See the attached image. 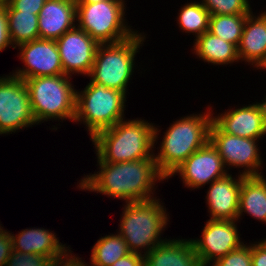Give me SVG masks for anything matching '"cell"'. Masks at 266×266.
<instances>
[{
    "instance_id": "cell-3",
    "label": "cell",
    "mask_w": 266,
    "mask_h": 266,
    "mask_svg": "<svg viewBox=\"0 0 266 266\" xmlns=\"http://www.w3.org/2000/svg\"><path fill=\"white\" fill-rule=\"evenodd\" d=\"M205 112L181 117L170 124L164 135L159 152L154 160L159 171L168 178L192 153L209 141V129L212 123V106ZM207 111V112H206Z\"/></svg>"
},
{
    "instance_id": "cell-26",
    "label": "cell",
    "mask_w": 266,
    "mask_h": 266,
    "mask_svg": "<svg viewBox=\"0 0 266 266\" xmlns=\"http://www.w3.org/2000/svg\"><path fill=\"white\" fill-rule=\"evenodd\" d=\"M248 15H210L208 31L224 41L238 46Z\"/></svg>"
},
{
    "instance_id": "cell-12",
    "label": "cell",
    "mask_w": 266,
    "mask_h": 266,
    "mask_svg": "<svg viewBox=\"0 0 266 266\" xmlns=\"http://www.w3.org/2000/svg\"><path fill=\"white\" fill-rule=\"evenodd\" d=\"M19 59L24 63L12 75L23 80L34 77L64 74L56 40L36 39L17 46Z\"/></svg>"
},
{
    "instance_id": "cell-15",
    "label": "cell",
    "mask_w": 266,
    "mask_h": 266,
    "mask_svg": "<svg viewBox=\"0 0 266 266\" xmlns=\"http://www.w3.org/2000/svg\"><path fill=\"white\" fill-rule=\"evenodd\" d=\"M212 121L226 134L251 139H263L266 136L265 110L262 102H254L239 108H229L217 113Z\"/></svg>"
},
{
    "instance_id": "cell-1",
    "label": "cell",
    "mask_w": 266,
    "mask_h": 266,
    "mask_svg": "<svg viewBox=\"0 0 266 266\" xmlns=\"http://www.w3.org/2000/svg\"><path fill=\"white\" fill-rule=\"evenodd\" d=\"M97 163L99 170L94 174L84 175L77 188L123 200L125 203L154 198L155 185L167 179L159 171L154 158L106 163L97 156Z\"/></svg>"
},
{
    "instance_id": "cell-10",
    "label": "cell",
    "mask_w": 266,
    "mask_h": 266,
    "mask_svg": "<svg viewBox=\"0 0 266 266\" xmlns=\"http://www.w3.org/2000/svg\"><path fill=\"white\" fill-rule=\"evenodd\" d=\"M209 141L217 149L227 170L230 167L243 168L242 172L239 169V173L243 176L263 175L261 166L263 158L257 144L259 139L226 134L212 121Z\"/></svg>"
},
{
    "instance_id": "cell-39",
    "label": "cell",
    "mask_w": 266,
    "mask_h": 266,
    "mask_svg": "<svg viewBox=\"0 0 266 266\" xmlns=\"http://www.w3.org/2000/svg\"><path fill=\"white\" fill-rule=\"evenodd\" d=\"M4 227H2V224H0V234L4 231Z\"/></svg>"
},
{
    "instance_id": "cell-13",
    "label": "cell",
    "mask_w": 266,
    "mask_h": 266,
    "mask_svg": "<svg viewBox=\"0 0 266 266\" xmlns=\"http://www.w3.org/2000/svg\"><path fill=\"white\" fill-rule=\"evenodd\" d=\"M225 168L217 149L208 141L177 167L167 180L178 173L185 187L198 189L226 176L229 171Z\"/></svg>"
},
{
    "instance_id": "cell-35",
    "label": "cell",
    "mask_w": 266,
    "mask_h": 266,
    "mask_svg": "<svg viewBox=\"0 0 266 266\" xmlns=\"http://www.w3.org/2000/svg\"><path fill=\"white\" fill-rule=\"evenodd\" d=\"M111 266H145V259L143 255L130 252Z\"/></svg>"
},
{
    "instance_id": "cell-37",
    "label": "cell",
    "mask_w": 266,
    "mask_h": 266,
    "mask_svg": "<svg viewBox=\"0 0 266 266\" xmlns=\"http://www.w3.org/2000/svg\"><path fill=\"white\" fill-rule=\"evenodd\" d=\"M263 106H264V110H265V119H266V95H265V99L263 98V100L261 101Z\"/></svg>"
},
{
    "instance_id": "cell-23",
    "label": "cell",
    "mask_w": 266,
    "mask_h": 266,
    "mask_svg": "<svg viewBox=\"0 0 266 266\" xmlns=\"http://www.w3.org/2000/svg\"><path fill=\"white\" fill-rule=\"evenodd\" d=\"M130 253L127 243L117 232L102 236L92 247L90 265L111 266L120 258Z\"/></svg>"
},
{
    "instance_id": "cell-30",
    "label": "cell",
    "mask_w": 266,
    "mask_h": 266,
    "mask_svg": "<svg viewBox=\"0 0 266 266\" xmlns=\"http://www.w3.org/2000/svg\"><path fill=\"white\" fill-rule=\"evenodd\" d=\"M47 0H9L5 11H20L23 13L39 14Z\"/></svg>"
},
{
    "instance_id": "cell-18",
    "label": "cell",
    "mask_w": 266,
    "mask_h": 266,
    "mask_svg": "<svg viewBox=\"0 0 266 266\" xmlns=\"http://www.w3.org/2000/svg\"><path fill=\"white\" fill-rule=\"evenodd\" d=\"M75 23L76 0H47L38 14L39 38L57 40Z\"/></svg>"
},
{
    "instance_id": "cell-7",
    "label": "cell",
    "mask_w": 266,
    "mask_h": 266,
    "mask_svg": "<svg viewBox=\"0 0 266 266\" xmlns=\"http://www.w3.org/2000/svg\"><path fill=\"white\" fill-rule=\"evenodd\" d=\"M126 101L123 92L90 81L83 90H76L74 122L85 125L91 140L100 131L126 119Z\"/></svg>"
},
{
    "instance_id": "cell-27",
    "label": "cell",
    "mask_w": 266,
    "mask_h": 266,
    "mask_svg": "<svg viewBox=\"0 0 266 266\" xmlns=\"http://www.w3.org/2000/svg\"><path fill=\"white\" fill-rule=\"evenodd\" d=\"M210 15H242L250 14L251 1L248 0H201Z\"/></svg>"
},
{
    "instance_id": "cell-16",
    "label": "cell",
    "mask_w": 266,
    "mask_h": 266,
    "mask_svg": "<svg viewBox=\"0 0 266 266\" xmlns=\"http://www.w3.org/2000/svg\"><path fill=\"white\" fill-rule=\"evenodd\" d=\"M243 175L231 173L213 181L208 187L206 204L211 220H238L239 193Z\"/></svg>"
},
{
    "instance_id": "cell-29",
    "label": "cell",
    "mask_w": 266,
    "mask_h": 266,
    "mask_svg": "<svg viewBox=\"0 0 266 266\" xmlns=\"http://www.w3.org/2000/svg\"><path fill=\"white\" fill-rule=\"evenodd\" d=\"M50 257L12 251L5 266H50Z\"/></svg>"
},
{
    "instance_id": "cell-8",
    "label": "cell",
    "mask_w": 266,
    "mask_h": 266,
    "mask_svg": "<svg viewBox=\"0 0 266 266\" xmlns=\"http://www.w3.org/2000/svg\"><path fill=\"white\" fill-rule=\"evenodd\" d=\"M125 2L76 3V24L99 44L122 42L137 32L128 26Z\"/></svg>"
},
{
    "instance_id": "cell-6",
    "label": "cell",
    "mask_w": 266,
    "mask_h": 266,
    "mask_svg": "<svg viewBox=\"0 0 266 266\" xmlns=\"http://www.w3.org/2000/svg\"><path fill=\"white\" fill-rule=\"evenodd\" d=\"M71 78L62 74L25 79L36 125L66 119L74 123L76 88Z\"/></svg>"
},
{
    "instance_id": "cell-36",
    "label": "cell",
    "mask_w": 266,
    "mask_h": 266,
    "mask_svg": "<svg viewBox=\"0 0 266 266\" xmlns=\"http://www.w3.org/2000/svg\"><path fill=\"white\" fill-rule=\"evenodd\" d=\"M101 1H125V0H76V3H97Z\"/></svg>"
},
{
    "instance_id": "cell-9",
    "label": "cell",
    "mask_w": 266,
    "mask_h": 266,
    "mask_svg": "<svg viewBox=\"0 0 266 266\" xmlns=\"http://www.w3.org/2000/svg\"><path fill=\"white\" fill-rule=\"evenodd\" d=\"M36 124L25 80L0 76V135H8Z\"/></svg>"
},
{
    "instance_id": "cell-25",
    "label": "cell",
    "mask_w": 266,
    "mask_h": 266,
    "mask_svg": "<svg viewBox=\"0 0 266 266\" xmlns=\"http://www.w3.org/2000/svg\"><path fill=\"white\" fill-rule=\"evenodd\" d=\"M177 16L178 27L183 33H192L197 38L209 30L210 12L200 1L187 2Z\"/></svg>"
},
{
    "instance_id": "cell-20",
    "label": "cell",
    "mask_w": 266,
    "mask_h": 266,
    "mask_svg": "<svg viewBox=\"0 0 266 266\" xmlns=\"http://www.w3.org/2000/svg\"><path fill=\"white\" fill-rule=\"evenodd\" d=\"M145 266H202L190 239H167L145 256Z\"/></svg>"
},
{
    "instance_id": "cell-22",
    "label": "cell",
    "mask_w": 266,
    "mask_h": 266,
    "mask_svg": "<svg viewBox=\"0 0 266 266\" xmlns=\"http://www.w3.org/2000/svg\"><path fill=\"white\" fill-rule=\"evenodd\" d=\"M193 54L212 65H231L240 62L237 46L209 31L194 39Z\"/></svg>"
},
{
    "instance_id": "cell-14",
    "label": "cell",
    "mask_w": 266,
    "mask_h": 266,
    "mask_svg": "<svg viewBox=\"0 0 266 266\" xmlns=\"http://www.w3.org/2000/svg\"><path fill=\"white\" fill-rule=\"evenodd\" d=\"M64 75L91 72L99 43L77 25L56 40Z\"/></svg>"
},
{
    "instance_id": "cell-4",
    "label": "cell",
    "mask_w": 266,
    "mask_h": 266,
    "mask_svg": "<svg viewBox=\"0 0 266 266\" xmlns=\"http://www.w3.org/2000/svg\"><path fill=\"white\" fill-rule=\"evenodd\" d=\"M161 199L125 203L117 231L128 245L130 252L145 256L160 243L161 234L168 225L169 214ZM144 252H143V251Z\"/></svg>"
},
{
    "instance_id": "cell-2",
    "label": "cell",
    "mask_w": 266,
    "mask_h": 266,
    "mask_svg": "<svg viewBox=\"0 0 266 266\" xmlns=\"http://www.w3.org/2000/svg\"><path fill=\"white\" fill-rule=\"evenodd\" d=\"M158 127L141 118L124 119L100 131L91 141L96 156L106 163L154 158V148L161 132Z\"/></svg>"
},
{
    "instance_id": "cell-5",
    "label": "cell",
    "mask_w": 266,
    "mask_h": 266,
    "mask_svg": "<svg viewBox=\"0 0 266 266\" xmlns=\"http://www.w3.org/2000/svg\"><path fill=\"white\" fill-rule=\"evenodd\" d=\"M142 33L137 31L122 42L99 44L88 75L90 81L121 91L127 96L129 80L134 74L136 65L135 57L146 39L144 32Z\"/></svg>"
},
{
    "instance_id": "cell-19",
    "label": "cell",
    "mask_w": 266,
    "mask_h": 266,
    "mask_svg": "<svg viewBox=\"0 0 266 266\" xmlns=\"http://www.w3.org/2000/svg\"><path fill=\"white\" fill-rule=\"evenodd\" d=\"M54 231L44 228H27L10 233L13 251L21 253L39 254L52 260L62 258L71 248L62 244Z\"/></svg>"
},
{
    "instance_id": "cell-11",
    "label": "cell",
    "mask_w": 266,
    "mask_h": 266,
    "mask_svg": "<svg viewBox=\"0 0 266 266\" xmlns=\"http://www.w3.org/2000/svg\"><path fill=\"white\" fill-rule=\"evenodd\" d=\"M237 223L238 220L209 219L202 229L200 238H190L202 265L210 266L219 258L244 244L240 240L241 234Z\"/></svg>"
},
{
    "instance_id": "cell-21",
    "label": "cell",
    "mask_w": 266,
    "mask_h": 266,
    "mask_svg": "<svg viewBox=\"0 0 266 266\" xmlns=\"http://www.w3.org/2000/svg\"><path fill=\"white\" fill-rule=\"evenodd\" d=\"M245 214L266 223V178L244 176L239 193L238 221Z\"/></svg>"
},
{
    "instance_id": "cell-24",
    "label": "cell",
    "mask_w": 266,
    "mask_h": 266,
    "mask_svg": "<svg viewBox=\"0 0 266 266\" xmlns=\"http://www.w3.org/2000/svg\"><path fill=\"white\" fill-rule=\"evenodd\" d=\"M8 34L15 49L17 46L39 38L38 15L20 11H6Z\"/></svg>"
},
{
    "instance_id": "cell-31",
    "label": "cell",
    "mask_w": 266,
    "mask_h": 266,
    "mask_svg": "<svg viewBox=\"0 0 266 266\" xmlns=\"http://www.w3.org/2000/svg\"><path fill=\"white\" fill-rule=\"evenodd\" d=\"M252 266H266V239L251 243Z\"/></svg>"
},
{
    "instance_id": "cell-17",
    "label": "cell",
    "mask_w": 266,
    "mask_h": 266,
    "mask_svg": "<svg viewBox=\"0 0 266 266\" xmlns=\"http://www.w3.org/2000/svg\"><path fill=\"white\" fill-rule=\"evenodd\" d=\"M237 50L241 62L257 70L266 67V11L246 17Z\"/></svg>"
},
{
    "instance_id": "cell-34",
    "label": "cell",
    "mask_w": 266,
    "mask_h": 266,
    "mask_svg": "<svg viewBox=\"0 0 266 266\" xmlns=\"http://www.w3.org/2000/svg\"><path fill=\"white\" fill-rule=\"evenodd\" d=\"M72 252L69 250L62 258L53 260L50 266H87V263L81 257H76Z\"/></svg>"
},
{
    "instance_id": "cell-32",
    "label": "cell",
    "mask_w": 266,
    "mask_h": 266,
    "mask_svg": "<svg viewBox=\"0 0 266 266\" xmlns=\"http://www.w3.org/2000/svg\"><path fill=\"white\" fill-rule=\"evenodd\" d=\"M15 49L8 34V21L5 6H0V52L8 47Z\"/></svg>"
},
{
    "instance_id": "cell-38",
    "label": "cell",
    "mask_w": 266,
    "mask_h": 266,
    "mask_svg": "<svg viewBox=\"0 0 266 266\" xmlns=\"http://www.w3.org/2000/svg\"><path fill=\"white\" fill-rule=\"evenodd\" d=\"M9 0H0V6H6Z\"/></svg>"
},
{
    "instance_id": "cell-28",
    "label": "cell",
    "mask_w": 266,
    "mask_h": 266,
    "mask_svg": "<svg viewBox=\"0 0 266 266\" xmlns=\"http://www.w3.org/2000/svg\"><path fill=\"white\" fill-rule=\"evenodd\" d=\"M210 266H252L251 243L243 244L224 257L219 258Z\"/></svg>"
},
{
    "instance_id": "cell-33",
    "label": "cell",
    "mask_w": 266,
    "mask_h": 266,
    "mask_svg": "<svg viewBox=\"0 0 266 266\" xmlns=\"http://www.w3.org/2000/svg\"><path fill=\"white\" fill-rule=\"evenodd\" d=\"M12 251L13 247L10 232L4 230L0 234V266H5Z\"/></svg>"
}]
</instances>
